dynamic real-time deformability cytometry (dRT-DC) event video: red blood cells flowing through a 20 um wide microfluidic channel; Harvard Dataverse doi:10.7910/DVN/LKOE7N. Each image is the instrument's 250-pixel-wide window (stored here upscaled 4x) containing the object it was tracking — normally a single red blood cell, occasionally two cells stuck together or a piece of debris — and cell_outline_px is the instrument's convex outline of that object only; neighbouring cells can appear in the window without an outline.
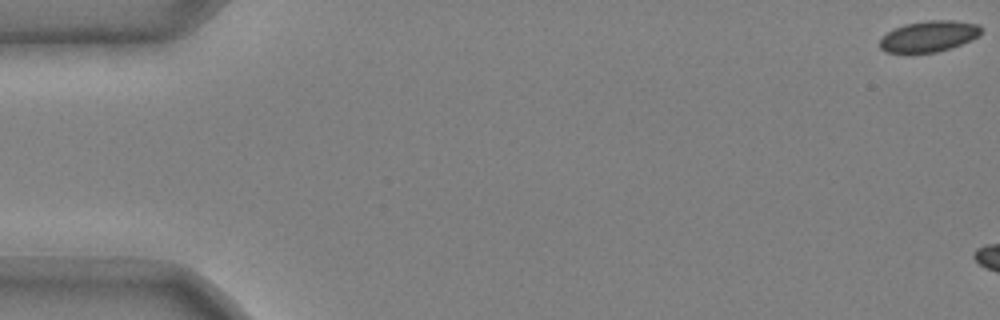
{"species": "common noctule bat (a hibernating species)", "species_latin": "Nyctalus noctula", "temperature_condition": "cold", "stored_images_in_passage": 6, "camera_frame_rate_fps": 3000, "um_per_image_px": 0.085, "animal": {"sex": "male", "body_mass_g": 20.4}, "frame": {"image": 1, "passage_image": 1, "time_ms": 0.0, "image_size_px": [1000, 320], "cell_outline_px": [[984, 28], [976, 36], [952, 48], [936, 52], [884, 52], [880, 48], [880, 40], [888, 32], [904, 24], [928, 20], [952, 20], [980, 24]], "centroid_in_image_um": [78.97, 3.07], "position_along_channel_um": 6.0, "area_um2": 18.09}}